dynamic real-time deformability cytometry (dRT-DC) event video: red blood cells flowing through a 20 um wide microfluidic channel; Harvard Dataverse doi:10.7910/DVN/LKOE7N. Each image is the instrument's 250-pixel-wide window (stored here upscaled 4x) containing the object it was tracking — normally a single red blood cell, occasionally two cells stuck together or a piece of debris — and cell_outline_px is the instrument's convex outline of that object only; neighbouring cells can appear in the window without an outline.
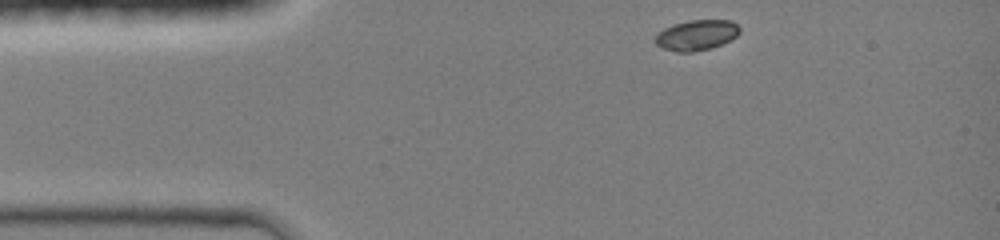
{"species": "common noctule bat (a hibernating species)", "species_latin": "Nyctalus noctula", "temperature_condition": "room temperature", "stored_images_in_passage": 34, "camera_frame_rate_fps": 3000, "um_per_image_px": 0.085, "animal": {"sex": "female", "body_mass_g": 19.0, "forearm_length_mm": 51.5}, "frame": {"image": 1, "passage_image": 1, "time_ms": 0.0, "image_size_px": [1000, 240], "cell_outline_px": [[740, 32], [736, 36], [712, 48], [692, 52], [676, 52], [664, 48], [656, 44], [656, 36], [664, 28], [672, 24], [688, 20], [732, 20], [740, 28]], "centroid_in_image_um": [59.21, 2.97], "position_along_channel_um": 25.8, "area_um2": 14.85}}
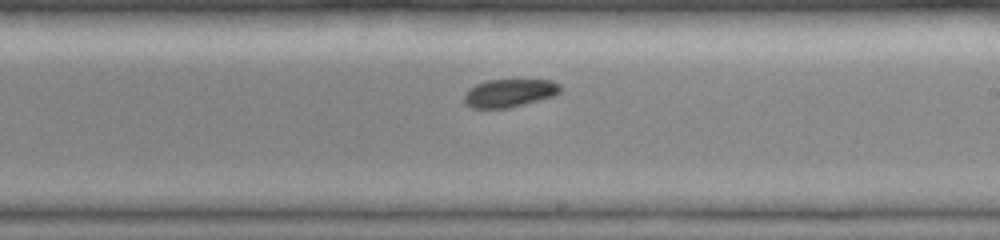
{"frame": {"image": 2, "passage_image": 20, "time_ms": 6.333, "image_size_px": [1000, 240], "cell_outline_px": [[560, 92], [552, 96], [508, 108], [472, 108], [464, 104], [464, 96], [468, 88], [476, 84], [488, 80], [552, 80], [560, 84]], "centroid_in_image_um": [43.26, 7.9], "position_along_channel_um": 245.7, "area_um2": 15.61}}
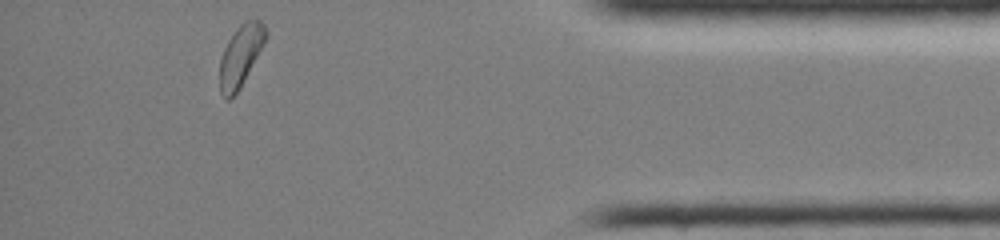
{"frame": {"image": 3, "passage_image": 34, "time_ms": 11.0, "image_size_px": [1000, 240], "cell_outline_px": [[268, 32], [240, 88], [228, 100], [224, 100], [220, 92], [220, 60], [224, 48], [228, 40], [236, 28], [244, 20], [260, 20], [264, 24]], "centroid_in_image_um": [20.42, 4.72], "position_along_channel_um": 414.8, "area_um2": 16.01}, "authors_computed_cell_mechanics": {"area_um2": 16.2129, "velocity_mm_per_s": 4.273, "shape_relaxation_time_tau1_ms": 5.6254, "shape_relaxation_time_tau2_ms": null, "deformation_change_tau1": 0.0959, "deformation_change_tau2": null}}